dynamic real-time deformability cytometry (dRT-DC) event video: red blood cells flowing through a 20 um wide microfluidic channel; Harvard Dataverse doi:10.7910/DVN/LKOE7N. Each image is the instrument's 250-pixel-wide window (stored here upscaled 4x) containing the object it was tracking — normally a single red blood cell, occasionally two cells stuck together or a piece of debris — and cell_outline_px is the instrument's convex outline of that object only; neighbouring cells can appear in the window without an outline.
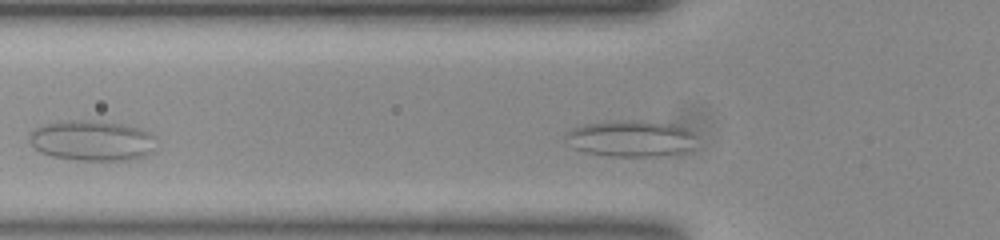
{"species": "common noctule bat (a hibernating species)", "species_latin": "Nyctalus noctula", "temperature_condition": "room temperature", "stored_images_in_passage": 9, "camera_frame_rate_fps": 3000, "um_per_image_px": 0.085, "animal": {"sex": "female", "body_mass_g": 23.0, "forearm_length_mm": 53.4}, "frame": {"image": 1, "passage_image": 7, "time_ms": 2.0, "image_size_px": [1000, 240], "cell_outline_px": [[152, 152], [136, 160], [76, 160], [52, 156], [40, 152], [28, 140], [32, 132], [36, 128], [48, 124], [112, 124], [136, 128], [148, 132], [152, 136]], "centroid_in_image_um": [7.83, 12.05], "position_along_channel_um": 118.0, "area_um2": 27.86}}